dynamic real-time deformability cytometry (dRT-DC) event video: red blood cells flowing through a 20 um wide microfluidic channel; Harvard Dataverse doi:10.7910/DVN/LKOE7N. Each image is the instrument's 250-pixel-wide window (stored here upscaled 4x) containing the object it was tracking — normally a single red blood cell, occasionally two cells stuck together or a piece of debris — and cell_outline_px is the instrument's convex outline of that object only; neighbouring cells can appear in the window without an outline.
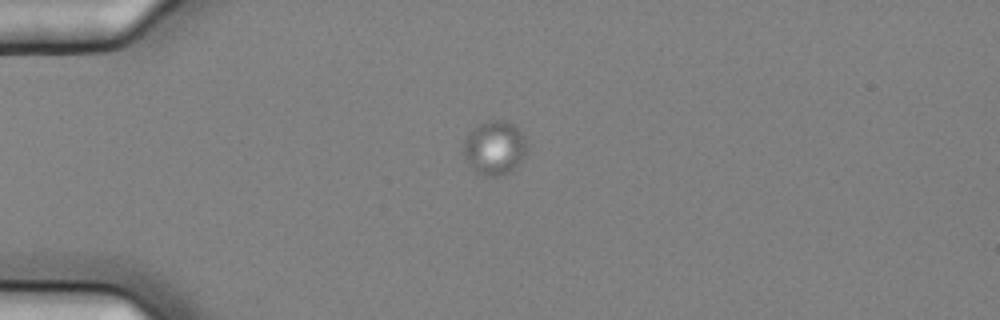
{"species": "common noctule bat (a hibernating species)", "species_latin": "Nyctalus noctula", "temperature_condition": "cold", "stored_images_in_passage": 43, "camera_frame_rate_fps": 3000, "um_per_image_px": 0.085, "animal": {"sex": "female", "body_mass_g": 25.1}, "frame": {"image": 1, "passage_image": 1, "time_ms": 0.0, "image_size_px": [1000, 320], "cell_outline_px": [[528, 148], [524, 156], [508, 172], [496, 176], [492, 176], [480, 172], [464, 156], [464, 140], [468, 132], [472, 128], [480, 124], [492, 120], [504, 120], [512, 124], [524, 136]], "centroid_in_image_um": [42.05, 12.51], "position_along_channel_um": 42.9, "area_um2": 19.19}}
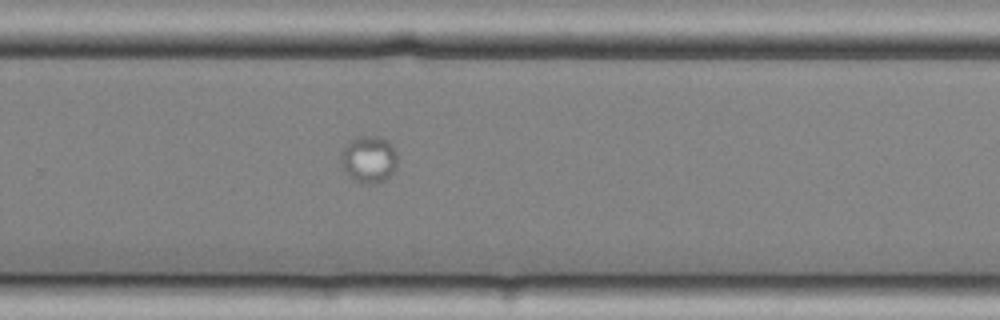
{"frame": {"image": 2, "passage_image": 25, "time_ms": 8.0, "image_size_px": [1000, 320], "cell_outline_px": [[396, 168], [384, 180], [372, 184], [364, 184], [352, 180], [348, 176], [340, 160], [340, 152], [352, 140], [360, 136], [380, 136], [396, 152]], "centroid_in_image_um": [31.32, 13.57], "position_along_channel_um": 298.5, "area_um2": 15.2}}
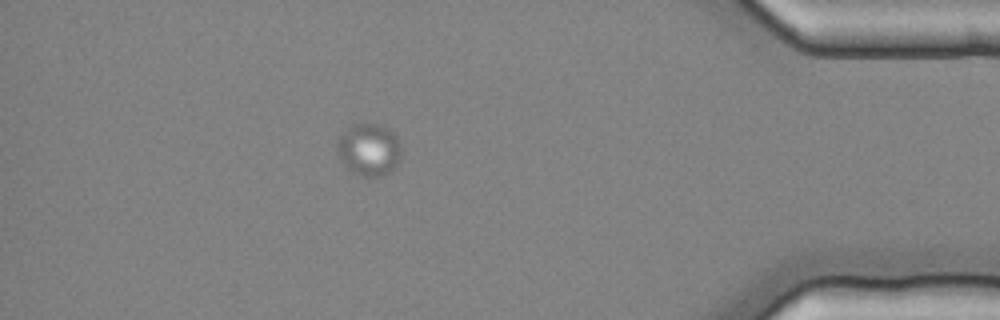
{"frame": {"image": 3, "passage_image": 37, "time_ms": 12.0, "image_size_px": [1000, 320], "cell_outline_px": [[400, 160], [388, 172], [380, 176], [360, 176], [352, 172], [344, 164], [336, 152], [336, 144], [340, 136], [352, 124], [380, 124], [388, 128], [396, 136], [400, 144]], "centroid_in_image_um": [31.34, 12.71], "position_along_channel_um": 403.9, "area_um2": 19.42}}